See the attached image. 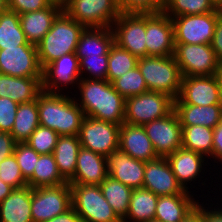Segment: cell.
Instances as JSON below:
<instances>
[{
	"mask_svg": "<svg viewBox=\"0 0 222 222\" xmlns=\"http://www.w3.org/2000/svg\"><path fill=\"white\" fill-rule=\"evenodd\" d=\"M37 105L41 126L60 136L79 134L85 114L74 97L42 91L37 97Z\"/></svg>",
	"mask_w": 222,
	"mask_h": 222,
	"instance_id": "obj_2",
	"label": "cell"
},
{
	"mask_svg": "<svg viewBox=\"0 0 222 222\" xmlns=\"http://www.w3.org/2000/svg\"><path fill=\"white\" fill-rule=\"evenodd\" d=\"M42 78L12 76V94L9 95V98L18 104L37 99L42 92Z\"/></svg>",
	"mask_w": 222,
	"mask_h": 222,
	"instance_id": "obj_37",
	"label": "cell"
},
{
	"mask_svg": "<svg viewBox=\"0 0 222 222\" xmlns=\"http://www.w3.org/2000/svg\"><path fill=\"white\" fill-rule=\"evenodd\" d=\"M173 109V98L162 92L147 91L125 98L124 123L143 126L167 116Z\"/></svg>",
	"mask_w": 222,
	"mask_h": 222,
	"instance_id": "obj_6",
	"label": "cell"
},
{
	"mask_svg": "<svg viewBox=\"0 0 222 222\" xmlns=\"http://www.w3.org/2000/svg\"><path fill=\"white\" fill-rule=\"evenodd\" d=\"M0 74L13 77H43L37 46L20 45L0 49Z\"/></svg>",
	"mask_w": 222,
	"mask_h": 222,
	"instance_id": "obj_14",
	"label": "cell"
},
{
	"mask_svg": "<svg viewBox=\"0 0 222 222\" xmlns=\"http://www.w3.org/2000/svg\"><path fill=\"white\" fill-rule=\"evenodd\" d=\"M198 202L197 207L181 222H204L203 217V204H199Z\"/></svg>",
	"mask_w": 222,
	"mask_h": 222,
	"instance_id": "obj_52",
	"label": "cell"
},
{
	"mask_svg": "<svg viewBox=\"0 0 222 222\" xmlns=\"http://www.w3.org/2000/svg\"><path fill=\"white\" fill-rule=\"evenodd\" d=\"M0 222H33L30 186L14 189L0 203Z\"/></svg>",
	"mask_w": 222,
	"mask_h": 222,
	"instance_id": "obj_26",
	"label": "cell"
},
{
	"mask_svg": "<svg viewBox=\"0 0 222 222\" xmlns=\"http://www.w3.org/2000/svg\"><path fill=\"white\" fill-rule=\"evenodd\" d=\"M71 204L69 183L58 186L31 188L33 222H45L67 211Z\"/></svg>",
	"mask_w": 222,
	"mask_h": 222,
	"instance_id": "obj_8",
	"label": "cell"
},
{
	"mask_svg": "<svg viewBox=\"0 0 222 222\" xmlns=\"http://www.w3.org/2000/svg\"><path fill=\"white\" fill-rule=\"evenodd\" d=\"M181 126L201 125L214 128L222 120V105L174 104Z\"/></svg>",
	"mask_w": 222,
	"mask_h": 222,
	"instance_id": "obj_27",
	"label": "cell"
},
{
	"mask_svg": "<svg viewBox=\"0 0 222 222\" xmlns=\"http://www.w3.org/2000/svg\"><path fill=\"white\" fill-rule=\"evenodd\" d=\"M79 63L82 78L107 80L108 55H102L99 57H85L80 59Z\"/></svg>",
	"mask_w": 222,
	"mask_h": 222,
	"instance_id": "obj_40",
	"label": "cell"
},
{
	"mask_svg": "<svg viewBox=\"0 0 222 222\" xmlns=\"http://www.w3.org/2000/svg\"><path fill=\"white\" fill-rule=\"evenodd\" d=\"M120 13L162 12L165 0H117Z\"/></svg>",
	"mask_w": 222,
	"mask_h": 222,
	"instance_id": "obj_43",
	"label": "cell"
},
{
	"mask_svg": "<svg viewBox=\"0 0 222 222\" xmlns=\"http://www.w3.org/2000/svg\"><path fill=\"white\" fill-rule=\"evenodd\" d=\"M99 186L109 205L113 208L117 216L123 220L129 211L133 189L109 175Z\"/></svg>",
	"mask_w": 222,
	"mask_h": 222,
	"instance_id": "obj_31",
	"label": "cell"
},
{
	"mask_svg": "<svg viewBox=\"0 0 222 222\" xmlns=\"http://www.w3.org/2000/svg\"><path fill=\"white\" fill-rule=\"evenodd\" d=\"M77 85L81 97L74 100L85 116L116 125L124 123L125 98L108 80L82 78Z\"/></svg>",
	"mask_w": 222,
	"mask_h": 222,
	"instance_id": "obj_1",
	"label": "cell"
},
{
	"mask_svg": "<svg viewBox=\"0 0 222 222\" xmlns=\"http://www.w3.org/2000/svg\"><path fill=\"white\" fill-rule=\"evenodd\" d=\"M214 76L216 77L219 85H222V60L218 61L217 63L216 72Z\"/></svg>",
	"mask_w": 222,
	"mask_h": 222,
	"instance_id": "obj_54",
	"label": "cell"
},
{
	"mask_svg": "<svg viewBox=\"0 0 222 222\" xmlns=\"http://www.w3.org/2000/svg\"><path fill=\"white\" fill-rule=\"evenodd\" d=\"M220 11V15L222 16V4L218 7Z\"/></svg>",
	"mask_w": 222,
	"mask_h": 222,
	"instance_id": "obj_58",
	"label": "cell"
},
{
	"mask_svg": "<svg viewBox=\"0 0 222 222\" xmlns=\"http://www.w3.org/2000/svg\"><path fill=\"white\" fill-rule=\"evenodd\" d=\"M208 208L206 209V207L203 206L204 222H222V208L219 209L218 207L215 209L214 207L213 209H211V207H209V204Z\"/></svg>",
	"mask_w": 222,
	"mask_h": 222,
	"instance_id": "obj_50",
	"label": "cell"
},
{
	"mask_svg": "<svg viewBox=\"0 0 222 222\" xmlns=\"http://www.w3.org/2000/svg\"><path fill=\"white\" fill-rule=\"evenodd\" d=\"M59 134L50 128L39 125L25 142L38 154L53 153Z\"/></svg>",
	"mask_w": 222,
	"mask_h": 222,
	"instance_id": "obj_39",
	"label": "cell"
},
{
	"mask_svg": "<svg viewBox=\"0 0 222 222\" xmlns=\"http://www.w3.org/2000/svg\"><path fill=\"white\" fill-rule=\"evenodd\" d=\"M85 27L62 11L53 21L50 31L37 45L39 63L44 69L62 55L75 53Z\"/></svg>",
	"mask_w": 222,
	"mask_h": 222,
	"instance_id": "obj_3",
	"label": "cell"
},
{
	"mask_svg": "<svg viewBox=\"0 0 222 222\" xmlns=\"http://www.w3.org/2000/svg\"><path fill=\"white\" fill-rule=\"evenodd\" d=\"M18 106L10 98L0 97V132L11 133Z\"/></svg>",
	"mask_w": 222,
	"mask_h": 222,
	"instance_id": "obj_44",
	"label": "cell"
},
{
	"mask_svg": "<svg viewBox=\"0 0 222 222\" xmlns=\"http://www.w3.org/2000/svg\"><path fill=\"white\" fill-rule=\"evenodd\" d=\"M158 198L159 196L144 188L133 189L129 211L122 222H148L154 220Z\"/></svg>",
	"mask_w": 222,
	"mask_h": 222,
	"instance_id": "obj_29",
	"label": "cell"
},
{
	"mask_svg": "<svg viewBox=\"0 0 222 222\" xmlns=\"http://www.w3.org/2000/svg\"><path fill=\"white\" fill-rule=\"evenodd\" d=\"M63 10L50 4L47 8L19 15L26 40L37 46L50 31L53 21Z\"/></svg>",
	"mask_w": 222,
	"mask_h": 222,
	"instance_id": "obj_23",
	"label": "cell"
},
{
	"mask_svg": "<svg viewBox=\"0 0 222 222\" xmlns=\"http://www.w3.org/2000/svg\"><path fill=\"white\" fill-rule=\"evenodd\" d=\"M174 57L182 77L215 75L218 60L210 44L175 43Z\"/></svg>",
	"mask_w": 222,
	"mask_h": 222,
	"instance_id": "obj_10",
	"label": "cell"
},
{
	"mask_svg": "<svg viewBox=\"0 0 222 222\" xmlns=\"http://www.w3.org/2000/svg\"><path fill=\"white\" fill-rule=\"evenodd\" d=\"M220 11L180 15L172 19L174 43L211 44Z\"/></svg>",
	"mask_w": 222,
	"mask_h": 222,
	"instance_id": "obj_9",
	"label": "cell"
},
{
	"mask_svg": "<svg viewBox=\"0 0 222 222\" xmlns=\"http://www.w3.org/2000/svg\"><path fill=\"white\" fill-rule=\"evenodd\" d=\"M111 29L115 44L138 58L146 56V13H120Z\"/></svg>",
	"mask_w": 222,
	"mask_h": 222,
	"instance_id": "obj_12",
	"label": "cell"
},
{
	"mask_svg": "<svg viewBox=\"0 0 222 222\" xmlns=\"http://www.w3.org/2000/svg\"><path fill=\"white\" fill-rule=\"evenodd\" d=\"M146 56H173L175 53L172 19L163 11L146 13Z\"/></svg>",
	"mask_w": 222,
	"mask_h": 222,
	"instance_id": "obj_15",
	"label": "cell"
},
{
	"mask_svg": "<svg viewBox=\"0 0 222 222\" xmlns=\"http://www.w3.org/2000/svg\"><path fill=\"white\" fill-rule=\"evenodd\" d=\"M148 222H160V221H157V220L154 219V220H151V221H148Z\"/></svg>",
	"mask_w": 222,
	"mask_h": 222,
	"instance_id": "obj_60",
	"label": "cell"
},
{
	"mask_svg": "<svg viewBox=\"0 0 222 222\" xmlns=\"http://www.w3.org/2000/svg\"><path fill=\"white\" fill-rule=\"evenodd\" d=\"M0 179L14 189L27 186L14 154L0 162Z\"/></svg>",
	"mask_w": 222,
	"mask_h": 222,
	"instance_id": "obj_42",
	"label": "cell"
},
{
	"mask_svg": "<svg viewBox=\"0 0 222 222\" xmlns=\"http://www.w3.org/2000/svg\"><path fill=\"white\" fill-rule=\"evenodd\" d=\"M114 44V35L110 27L85 28L76 46L75 54L78 59L109 55Z\"/></svg>",
	"mask_w": 222,
	"mask_h": 222,
	"instance_id": "obj_25",
	"label": "cell"
},
{
	"mask_svg": "<svg viewBox=\"0 0 222 222\" xmlns=\"http://www.w3.org/2000/svg\"><path fill=\"white\" fill-rule=\"evenodd\" d=\"M12 94V76L0 74V97L9 98Z\"/></svg>",
	"mask_w": 222,
	"mask_h": 222,
	"instance_id": "obj_51",
	"label": "cell"
},
{
	"mask_svg": "<svg viewBox=\"0 0 222 222\" xmlns=\"http://www.w3.org/2000/svg\"><path fill=\"white\" fill-rule=\"evenodd\" d=\"M143 128L158 157H168L182 148V126L174 109L162 118L153 120Z\"/></svg>",
	"mask_w": 222,
	"mask_h": 222,
	"instance_id": "obj_13",
	"label": "cell"
},
{
	"mask_svg": "<svg viewBox=\"0 0 222 222\" xmlns=\"http://www.w3.org/2000/svg\"><path fill=\"white\" fill-rule=\"evenodd\" d=\"M213 2L219 7L222 4V0H213Z\"/></svg>",
	"mask_w": 222,
	"mask_h": 222,
	"instance_id": "obj_57",
	"label": "cell"
},
{
	"mask_svg": "<svg viewBox=\"0 0 222 222\" xmlns=\"http://www.w3.org/2000/svg\"><path fill=\"white\" fill-rule=\"evenodd\" d=\"M211 48L214 50L218 61L222 60V16L217 19L215 32L211 41Z\"/></svg>",
	"mask_w": 222,
	"mask_h": 222,
	"instance_id": "obj_48",
	"label": "cell"
},
{
	"mask_svg": "<svg viewBox=\"0 0 222 222\" xmlns=\"http://www.w3.org/2000/svg\"><path fill=\"white\" fill-rule=\"evenodd\" d=\"M14 190L13 187L9 186L8 184L4 183L0 179V203Z\"/></svg>",
	"mask_w": 222,
	"mask_h": 222,
	"instance_id": "obj_53",
	"label": "cell"
},
{
	"mask_svg": "<svg viewBox=\"0 0 222 222\" xmlns=\"http://www.w3.org/2000/svg\"><path fill=\"white\" fill-rule=\"evenodd\" d=\"M219 11L213 0H165L163 12L170 18L180 15L205 14Z\"/></svg>",
	"mask_w": 222,
	"mask_h": 222,
	"instance_id": "obj_35",
	"label": "cell"
},
{
	"mask_svg": "<svg viewBox=\"0 0 222 222\" xmlns=\"http://www.w3.org/2000/svg\"><path fill=\"white\" fill-rule=\"evenodd\" d=\"M81 79L80 63L76 54L62 55L43 69L42 91L62 94L63 87L66 90L68 85L74 88Z\"/></svg>",
	"mask_w": 222,
	"mask_h": 222,
	"instance_id": "obj_16",
	"label": "cell"
},
{
	"mask_svg": "<svg viewBox=\"0 0 222 222\" xmlns=\"http://www.w3.org/2000/svg\"><path fill=\"white\" fill-rule=\"evenodd\" d=\"M45 222H82L80 216L71 206L67 211Z\"/></svg>",
	"mask_w": 222,
	"mask_h": 222,
	"instance_id": "obj_49",
	"label": "cell"
},
{
	"mask_svg": "<svg viewBox=\"0 0 222 222\" xmlns=\"http://www.w3.org/2000/svg\"><path fill=\"white\" fill-rule=\"evenodd\" d=\"M181 136L184 149L202 154L206 158L212 157L213 128L201 125L182 126Z\"/></svg>",
	"mask_w": 222,
	"mask_h": 222,
	"instance_id": "obj_33",
	"label": "cell"
},
{
	"mask_svg": "<svg viewBox=\"0 0 222 222\" xmlns=\"http://www.w3.org/2000/svg\"><path fill=\"white\" fill-rule=\"evenodd\" d=\"M68 183L60 174L52 153L40 154L33 175L27 180L31 188L58 186Z\"/></svg>",
	"mask_w": 222,
	"mask_h": 222,
	"instance_id": "obj_32",
	"label": "cell"
},
{
	"mask_svg": "<svg viewBox=\"0 0 222 222\" xmlns=\"http://www.w3.org/2000/svg\"><path fill=\"white\" fill-rule=\"evenodd\" d=\"M81 148L78 135L59 136L53 156L61 176L69 182L75 175L77 155Z\"/></svg>",
	"mask_w": 222,
	"mask_h": 222,
	"instance_id": "obj_28",
	"label": "cell"
},
{
	"mask_svg": "<svg viewBox=\"0 0 222 222\" xmlns=\"http://www.w3.org/2000/svg\"><path fill=\"white\" fill-rule=\"evenodd\" d=\"M119 150L134 159L151 161L157 153L143 126L123 123L119 131Z\"/></svg>",
	"mask_w": 222,
	"mask_h": 222,
	"instance_id": "obj_20",
	"label": "cell"
},
{
	"mask_svg": "<svg viewBox=\"0 0 222 222\" xmlns=\"http://www.w3.org/2000/svg\"><path fill=\"white\" fill-rule=\"evenodd\" d=\"M71 204L82 222H122L99 185L70 184Z\"/></svg>",
	"mask_w": 222,
	"mask_h": 222,
	"instance_id": "obj_5",
	"label": "cell"
},
{
	"mask_svg": "<svg viewBox=\"0 0 222 222\" xmlns=\"http://www.w3.org/2000/svg\"><path fill=\"white\" fill-rule=\"evenodd\" d=\"M221 86V105H222V85Z\"/></svg>",
	"mask_w": 222,
	"mask_h": 222,
	"instance_id": "obj_59",
	"label": "cell"
},
{
	"mask_svg": "<svg viewBox=\"0 0 222 222\" xmlns=\"http://www.w3.org/2000/svg\"><path fill=\"white\" fill-rule=\"evenodd\" d=\"M32 45L25 37L19 14L6 10L0 14V49Z\"/></svg>",
	"mask_w": 222,
	"mask_h": 222,
	"instance_id": "obj_34",
	"label": "cell"
},
{
	"mask_svg": "<svg viewBox=\"0 0 222 222\" xmlns=\"http://www.w3.org/2000/svg\"><path fill=\"white\" fill-rule=\"evenodd\" d=\"M142 188L157 196L179 195L185 191L178 183L165 157L145 162Z\"/></svg>",
	"mask_w": 222,
	"mask_h": 222,
	"instance_id": "obj_18",
	"label": "cell"
},
{
	"mask_svg": "<svg viewBox=\"0 0 222 222\" xmlns=\"http://www.w3.org/2000/svg\"><path fill=\"white\" fill-rule=\"evenodd\" d=\"M49 5L50 3L47 0H8V10L14 11L19 15L42 10Z\"/></svg>",
	"mask_w": 222,
	"mask_h": 222,
	"instance_id": "obj_45",
	"label": "cell"
},
{
	"mask_svg": "<svg viewBox=\"0 0 222 222\" xmlns=\"http://www.w3.org/2000/svg\"><path fill=\"white\" fill-rule=\"evenodd\" d=\"M174 104H221V86L214 75L182 77L180 92Z\"/></svg>",
	"mask_w": 222,
	"mask_h": 222,
	"instance_id": "obj_17",
	"label": "cell"
},
{
	"mask_svg": "<svg viewBox=\"0 0 222 222\" xmlns=\"http://www.w3.org/2000/svg\"><path fill=\"white\" fill-rule=\"evenodd\" d=\"M39 125L37 99L28 103H20L10 134L16 143H25Z\"/></svg>",
	"mask_w": 222,
	"mask_h": 222,
	"instance_id": "obj_30",
	"label": "cell"
},
{
	"mask_svg": "<svg viewBox=\"0 0 222 222\" xmlns=\"http://www.w3.org/2000/svg\"><path fill=\"white\" fill-rule=\"evenodd\" d=\"M108 175L132 189L142 188L145 161L134 159L128 154L114 151L107 157Z\"/></svg>",
	"mask_w": 222,
	"mask_h": 222,
	"instance_id": "obj_19",
	"label": "cell"
},
{
	"mask_svg": "<svg viewBox=\"0 0 222 222\" xmlns=\"http://www.w3.org/2000/svg\"><path fill=\"white\" fill-rule=\"evenodd\" d=\"M111 84L124 98L149 91L138 66L113 80Z\"/></svg>",
	"mask_w": 222,
	"mask_h": 222,
	"instance_id": "obj_38",
	"label": "cell"
},
{
	"mask_svg": "<svg viewBox=\"0 0 222 222\" xmlns=\"http://www.w3.org/2000/svg\"><path fill=\"white\" fill-rule=\"evenodd\" d=\"M8 10V0H0V14Z\"/></svg>",
	"mask_w": 222,
	"mask_h": 222,
	"instance_id": "obj_56",
	"label": "cell"
},
{
	"mask_svg": "<svg viewBox=\"0 0 222 222\" xmlns=\"http://www.w3.org/2000/svg\"><path fill=\"white\" fill-rule=\"evenodd\" d=\"M212 158L222 163V120L213 128Z\"/></svg>",
	"mask_w": 222,
	"mask_h": 222,
	"instance_id": "obj_47",
	"label": "cell"
},
{
	"mask_svg": "<svg viewBox=\"0 0 222 222\" xmlns=\"http://www.w3.org/2000/svg\"><path fill=\"white\" fill-rule=\"evenodd\" d=\"M108 176L107 157L80 148L74 177L69 184L100 185Z\"/></svg>",
	"mask_w": 222,
	"mask_h": 222,
	"instance_id": "obj_21",
	"label": "cell"
},
{
	"mask_svg": "<svg viewBox=\"0 0 222 222\" xmlns=\"http://www.w3.org/2000/svg\"><path fill=\"white\" fill-rule=\"evenodd\" d=\"M63 11L85 28H111L120 15L117 0H69Z\"/></svg>",
	"mask_w": 222,
	"mask_h": 222,
	"instance_id": "obj_7",
	"label": "cell"
},
{
	"mask_svg": "<svg viewBox=\"0 0 222 222\" xmlns=\"http://www.w3.org/2000/svg\"><path fill=\"white\" fill-rule=\"evenodd\" d=\"M137 66L149 91L162 92L174 100L178 98L182 74L174 55L140 57Z\"/></svg>",
	"mask_w": 222,
	"mask_h": 222,
	"instance_id": "obj_4",
	"label": "cell"
},
{
	"mask_svg": "<svg viewBox=\"0 0 222 222\" xmlns=\"http://www.w3.org/2000/svg\"><path fill=\"white\" fill-rule=\"evenodd\" d=\"M16 142L12 135L7 132H0V162L14 153Z\"/></svg>",
	"mask_w": 222,
	"mask_h": 222,
	"instance_id": "obj_46",
	"label": "cell"
},
{
	"mask_svg": "<svg viewBox=\"0 0 222 222\" xmlns=\"http://www.w3.org/2000/svg\"><path fill=\"white\" fill-rule=\"evenodd\" d=\"M50 4L59 6L62 10L66 7L69 0H47Z\"/></svg>",
	"mask_w": 222,
	"mask_h": 222,
	"instance_id": "obj_55",
	"label": "cell"
},
{
	"mask_svg": "<svg viewBox=\"0 0 222 222\" xmlns=\"http://www.w3.org/2000/svg\"><path fill=\"white\" fill-rule=\"evenodd\" d=\"M193 196L186 190L179 195L159 196L154 219L160 222H181L197 207L199 200Z\"/></svg>",
	"mask_w": 222,
	"mask_h": 222,
	"instance_id": "obj_24",
	"label": "cell"
},
{
	"mask_svg": "<svg viewBox=\"0 0 222 222\" xmlns=\"http://www.w3.org/2000/svg\"><path fill=\"white\" fill-rule=\"evenodd\" d=\"M119 131L120 125L85 116L78 137L82 148L108 157L119 149Z\"/></svg>",
	"mask_w": 222,
	"mask_h": 222,
	"instance_id": "obj_11",
	"label": "cell"
},
{
	"mask_svg": "<svg viewBox=\"0 0 222 222\" xmlns=\"http://www.w3.org/2000/svg\"><path fill=\"white\" fill-rule=\"evenodd\" d=\"M13 154L20 167L22 175L28 180L34 173V168L40 154L27 143H16Z\"/></svg>",
	"mask_w": 222,
	"mask_h": 222,
	"instance_id": "obj_41",
	"label": "cell"
},
{
	"mask_svg": "<svg viewBox=\"0 0 222 222\" xmlns=\"http://www.w3.org/2000/svg\"><path fill=\"white\" fill-rule=\"evenodd\" d=\"M138 60V57L114 43L108 55L107 80L111 83L127 71L134 69L137 67Z\"/></svg>",
	"mask_w": 222,
	"mask_h": 222,
	"instance_id": "obj_36",
	"label": "cell"
},
{
	"mask_svg": "<svg viewBox=\"0 0 222 222\" xmlns=\"http://www.w3.org/2000/svg\"><path fill=\"white\" fill-rule=\"evenodd\" d=\"M166 158L178 183L186 191L189 190L186 186L188 182H195L200 177V173L205 166L204 161L207 159L202 154L184 149L183 147L177 149Z\"/></svg>",
	"mask_w": 222,
	"mask_h": 222,
	"instance_id": "obj_22",
	"label": "cell"
}]
</instances>
